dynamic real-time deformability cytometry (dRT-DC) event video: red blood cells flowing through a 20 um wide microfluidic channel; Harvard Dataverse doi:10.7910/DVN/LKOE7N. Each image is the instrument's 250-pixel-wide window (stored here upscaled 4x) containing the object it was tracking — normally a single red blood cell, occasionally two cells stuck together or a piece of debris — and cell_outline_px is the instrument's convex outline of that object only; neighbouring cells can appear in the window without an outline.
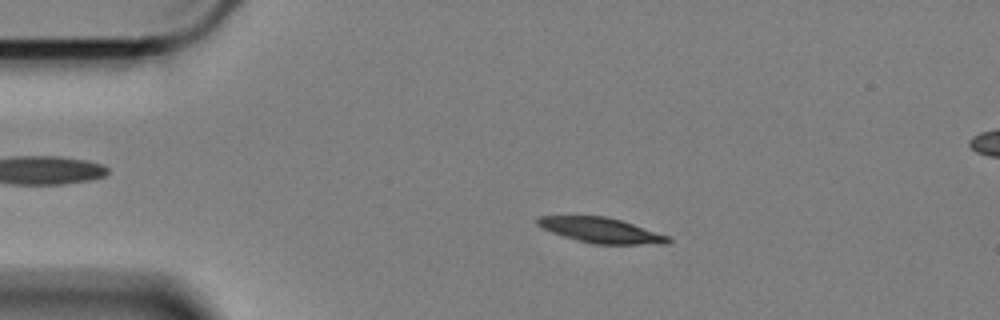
{"species": "Egyptian fruit bat (a non-hibernating species)", "species_latin": "Rousettus aegyptiacus", "temperature_condition": "cold", "stored_images_in_passage": 58, "camera_frame_rate_fps": 3000, "um_per_image_px": 0.085, "animal": {"sex": "female"}, "frame": {"image": 1, "passage_image": 11, "time_ms": 3.333, "image_size_px": [1000, 320], "cell_outline_px": [[672, 240], [668, 244], [592, 244], [576, 240], [552, 232], [536, 224], [536, 220], [540, 216], [604, 216], [620, 220], [668, 236]], "centroid_in_image_um": [51.08, 19.58], "position_along_channel_um": 33.9, "area_um2": 18.9}}
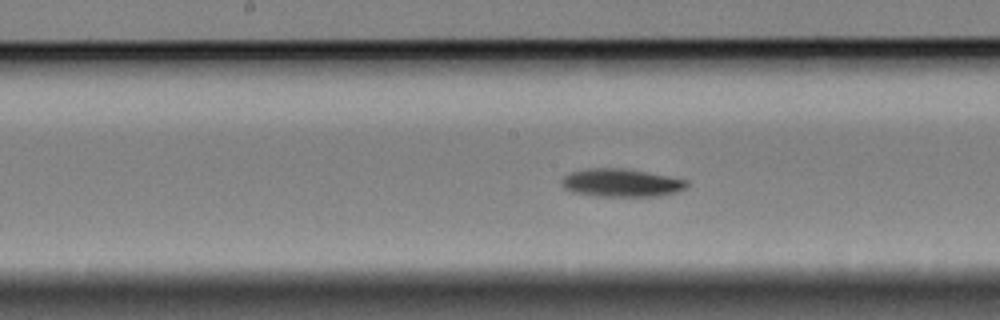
{"frame": {"image": 2, "passage_image": 29, "time_ms": 9.333, "image_size_px": [1000, 320], "cell_outline_px": [[688, 184], [684, 188], [676, 192], [660, 196], [596, 196], [572, 192], [564, 188], [560, 184], [560, 180], [564, 176], [572, 172], [588, 168], [624, 168], [668, 176], [688, 180]], "centroid_in_image_um": [52.78, 15.54], "position_along_channel_um": 195.4, "area_um2": 20.46}}
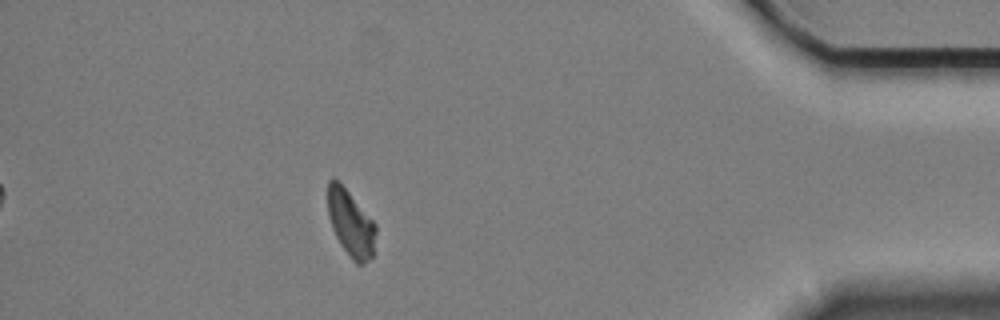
{"frame": {"image": 3, "passage_image": 52, "time_ms": 17.0, "image_size_px": [1000, 320], "cell_outline_px": [[376, 232], [372, 256], [364, 264], [356, 264], [352, 260], [340, 244], [332, 228], [328, 216], [328, 180], [336, 180], [348, 192], [376, 224]], "centroid_in_image_um": [29.81, 19.03], "position_along_channel_um": 405.4, "area_um2": 18.21}, "authors_computed_cell_mechanics": {"area_um2": 19.8832, "velocity_mm_per_s": 3.3437, "shape_relaxation_time_tau1_ms": 4.2092, "shape_relaxation_time_tau2_ms": null, "deformation_change_tau1": 0.1219, "deformation_change_tau2": null}}